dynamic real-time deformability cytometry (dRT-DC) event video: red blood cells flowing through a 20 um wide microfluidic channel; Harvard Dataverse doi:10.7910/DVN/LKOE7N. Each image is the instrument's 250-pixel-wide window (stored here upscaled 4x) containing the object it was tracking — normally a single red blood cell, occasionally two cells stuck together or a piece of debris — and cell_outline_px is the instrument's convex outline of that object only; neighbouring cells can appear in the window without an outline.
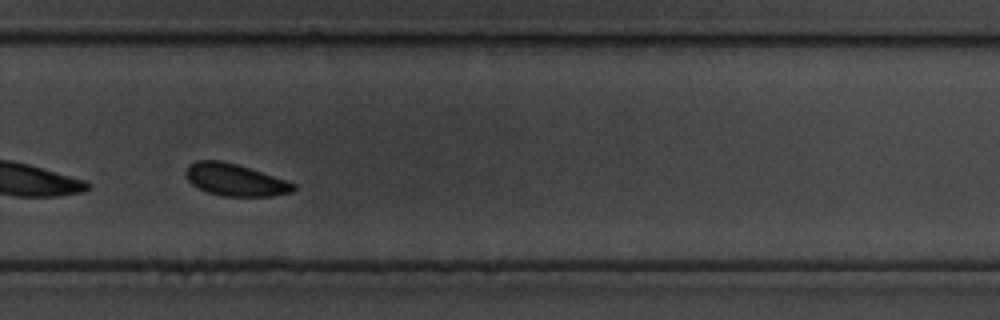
{"species": "common noctule bat (a hibernating species)", "species_latin": "Nyctalus noctula", "temperature_condition": "cold", "stored_images_in_passage": 47, "camera_frame_rate_fps": 3000, "um_per_image_px": 0.085, "animal": {"sex": "male", "body_mass_g": 19.5, "forearm_length_mm": 54.6}, "frame": {"image": 1, "passage_image": 34, "time_ms": 11.0, "image_size_px": [1000, 320], "cell_outline_px": [[296, 188], [292, 192], [272, 196], [224, 196], [208, 192], [192, 184], [188, 180], [184, 172], [188, 164], [196, 160], [220, 160], [236, 164], [288, 180], [296, 184]], "centroid_in_image_um": [19.99, 15.28], "position_along_channel_um": 309.8, "area_um2": 20.17}}